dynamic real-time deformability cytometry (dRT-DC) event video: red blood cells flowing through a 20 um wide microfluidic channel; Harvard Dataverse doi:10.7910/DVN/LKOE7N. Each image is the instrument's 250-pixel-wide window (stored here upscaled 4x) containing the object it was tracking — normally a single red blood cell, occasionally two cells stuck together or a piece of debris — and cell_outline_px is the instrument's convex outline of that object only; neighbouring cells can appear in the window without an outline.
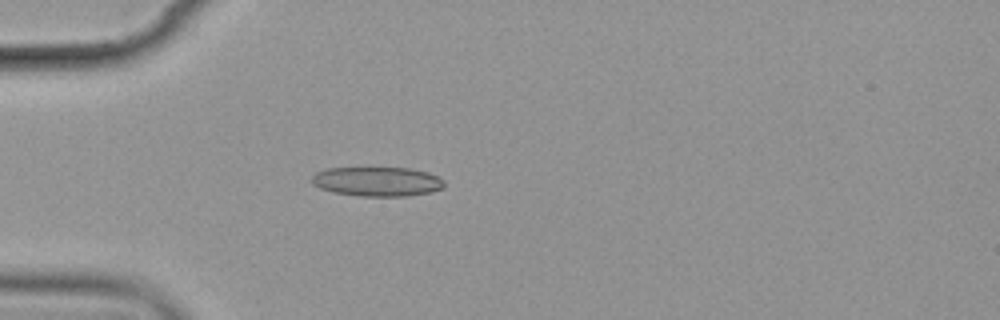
{"species": "common noctule bat (a hibernating species)", "species_latin": "Nyctalus noctula", "temperature_condition": "cold", "stored_images_in_passage": 1, "camera_frame_rate_fps": 3000, "um_per_image_px": 0.085, "animal": {"sex": "female", "body_mass_g": 19.9}, "frame": {"image": 1, "passage_image": 1, "time_ms": 0.0, "image_size_px": [1000, 320], "cell_outline_px": [[444, 184], [440, 188], [432, 192], [408, 196], [360, 196], [332, 192], [320, 188], [312, 184], [312, 176], [316, 172], [328, 168], [412, 168], [428, 172], [444, 180]], "centroid_in_image_um": [32.05, 15.43], "position_along_channel_um": 52.9, "area_um2": 22.72}}